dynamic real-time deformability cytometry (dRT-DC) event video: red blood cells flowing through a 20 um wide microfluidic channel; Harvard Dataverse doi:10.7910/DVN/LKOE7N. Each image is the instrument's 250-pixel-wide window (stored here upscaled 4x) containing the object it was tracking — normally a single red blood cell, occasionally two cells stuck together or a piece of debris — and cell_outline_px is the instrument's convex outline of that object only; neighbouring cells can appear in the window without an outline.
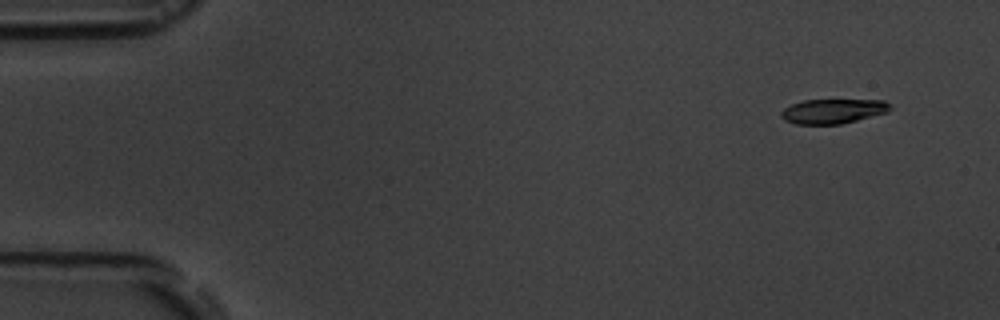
{"species": "common noctule bat (a hibernating species)", "species_latin": "Nyctalus noctula", "temperature_condition": "room temperature", "stored_images_in_passage": 16, "camera_frame_rate_fps": 3000, "um_per_image_px": 0.085, "animal": {"sex": "male", "body_mass_g": 19.5, "forearm_length_mm": 54.6}, "frame": {"image": 1, "passage_image": 1, "time_ms": 0.0, "image_size_px": [1000, 320], "cell_outline_px": [[892, 108], [888, 112], [840, 124], [796, 124], [784, 120], [780, 116], [780, 112], [784, 108], [792, 104], [804, 100], [884, 100]], "centroid_in_image_um": [70.78, 9.45], "position_along_channel_um": 14.2, "area_um2": 15.55}}
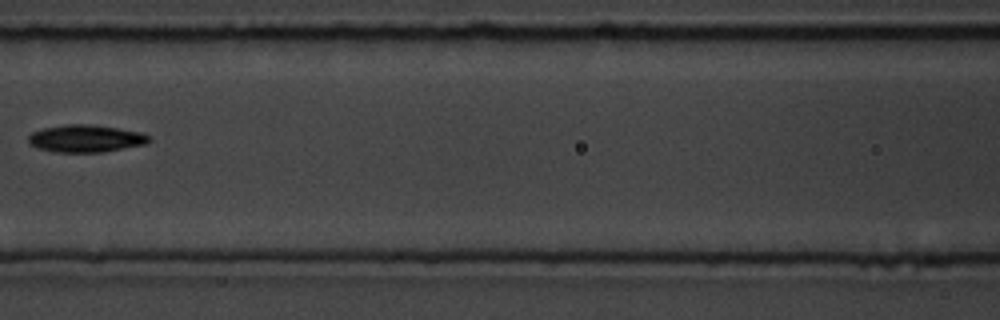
{"frame": {"image": 2, "passage_image": 7, "time_ms": 7.0, "image_size_px": [1000, 320], "cell_outline_px": [[152, 140], [148, 144], [100, 152], [56, 152], [40, 148], [32, 144], [28, 140], [28, 136], [32, 132], [44, 128], [68, 124], [88, 124], [116, 128], [140, 132], [148, 136]], "centroid_in_image_um": [7.32, 11.77], "position_along_channel_um": 159.3, "area_um2": 18.96}}
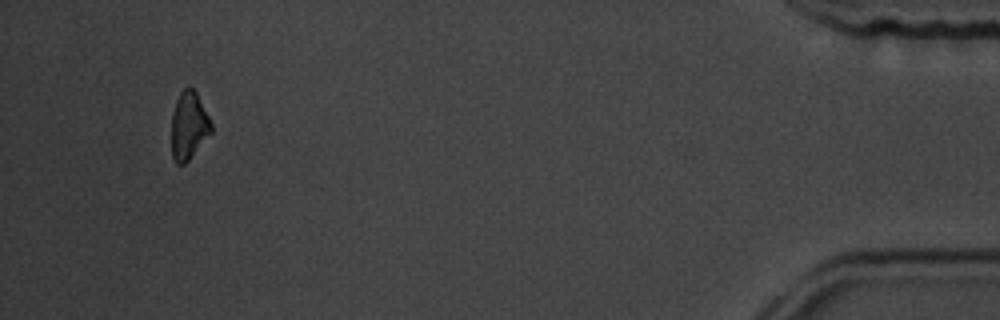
{"frame": {"image": 3, "passage_image": 15, "time_ms": 16.0, "image_size_px": [1000, 320], "cell_outline_px": [[212, 132], [188, 160], [184, 164], [176, 164], [172, 156], [172, 112], [176, 100], [180, 92], [184, 88], [192, 88], [196, 92], [212, 124]], "centroid_in_image_um": [16.04, 10.69], "position_along_channel_um": 419.2, "area_um2": 15.49}, "authors_computed_cell_mechanics": {"area_um2": 17.3689, "velocity_mm_per_s": 3.7262, "shape_relaxation_time_tau1_ms": 1.849, "shape_relaxation_time_tau2_ms": null, "deformation_change_tau1": 0.0853, "deformation_change_tau2": null}}